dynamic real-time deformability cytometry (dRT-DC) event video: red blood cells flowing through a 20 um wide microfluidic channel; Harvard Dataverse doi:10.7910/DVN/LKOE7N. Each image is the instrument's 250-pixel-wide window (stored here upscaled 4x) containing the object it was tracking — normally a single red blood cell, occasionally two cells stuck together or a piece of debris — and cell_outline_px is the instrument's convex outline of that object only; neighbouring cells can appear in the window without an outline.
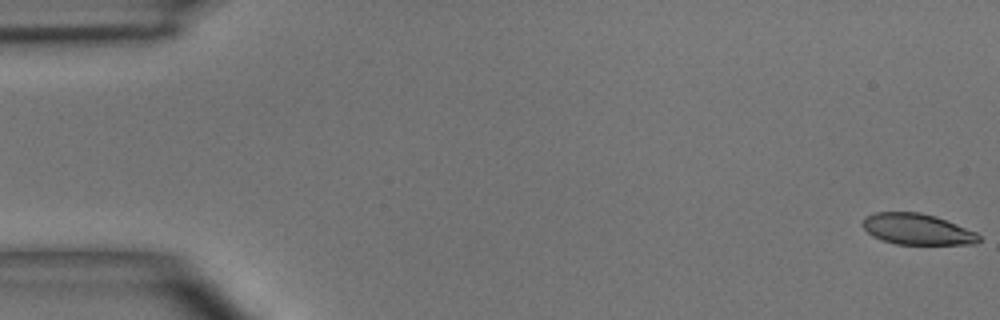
{"species": "common noctule bat (a hibernating species)", "species_latin": "Nyctalus noctula", "temperature_condition": "room temperature", "stored_images_in_passage": 4, "camera_frame_rate_fps": 3000, "um_per_image_px": 0.085, "animal": {"sex": "male", "body_mass_g": 15.6}, "frame": {"image": 1, "passage_image": 1, "time_ms": 0.0, "image_size_px": [1000, 320], "cell_outline_px": [[980, 240], [976, 244], [896, 244], [872, 236], [860, 224], [864, 216], [876, 212], [920, 212], [936, 216], [976, 232], [980, 236]], "centroid_in_image_um": [77.93, 19.47], "position_along_channel_um": 7.1, "area_um2": 21.04}}
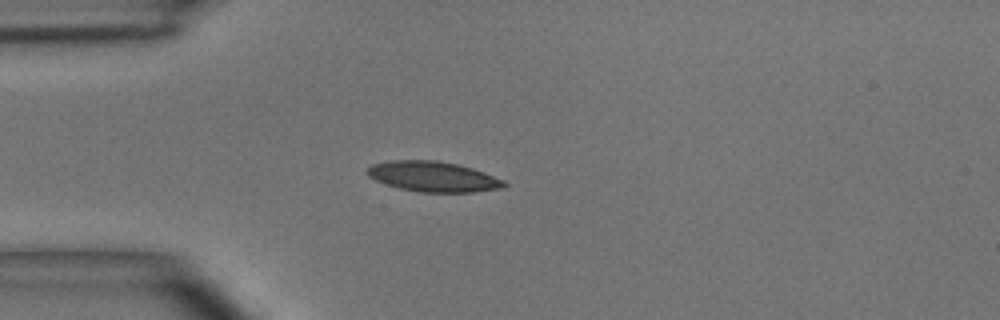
{"frame": {"image": 2, "passage_image": 4, "time_ms": 4.333, "image_size_px": [1000, 320], "cell_outline_px": [[508, 184], [504, 188], [472, 192], [420, 192], [400, 188], [376, 180], [368, 176], [364, 172], [372, 164], [392, 160], [436, 160], [456, 164], [472, 168], [484, 172], [504, 180]], "centroid_in_image_um": [36.83, 15.01], "position_along_channel_um": 48.2, "area_um2": 24.1}}